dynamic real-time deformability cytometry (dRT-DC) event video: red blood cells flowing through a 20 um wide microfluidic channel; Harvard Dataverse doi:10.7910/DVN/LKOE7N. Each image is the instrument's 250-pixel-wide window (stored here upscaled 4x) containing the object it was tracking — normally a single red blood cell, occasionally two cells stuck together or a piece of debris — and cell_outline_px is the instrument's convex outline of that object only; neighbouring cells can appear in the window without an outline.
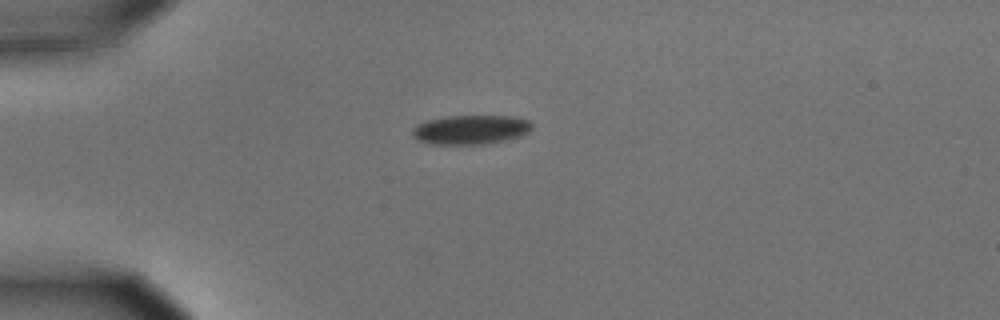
{"species": "common noctule bat (a hibernating species)", "species_latin": "Nyctalus noctula", "temperature_condition": "cold", "stored_images_in_passage": 1, "camera_frame_rate_fps": 3000, "um_per_image_px": 0.085, "animal": {"sex": "male", "body_mass_g": 15.6}, "frame": {"image": 1, "passage_image": 1, "time_ms": 0.0, "image_size_px": [1000, 320], "cell_outline_px": [[532, 128], [528, 132], [520, 136], [488, 144], [428, 144], [416, 140], [412, 136], [412, 128], [416, 124], [428, 120], [448, 116], [512, 116], [528, 120], [532, 124]], "centroid_in_image_um": [39.97, 11.03], "position_along_channel_um": 45.0, "area_um2": 20.52}}